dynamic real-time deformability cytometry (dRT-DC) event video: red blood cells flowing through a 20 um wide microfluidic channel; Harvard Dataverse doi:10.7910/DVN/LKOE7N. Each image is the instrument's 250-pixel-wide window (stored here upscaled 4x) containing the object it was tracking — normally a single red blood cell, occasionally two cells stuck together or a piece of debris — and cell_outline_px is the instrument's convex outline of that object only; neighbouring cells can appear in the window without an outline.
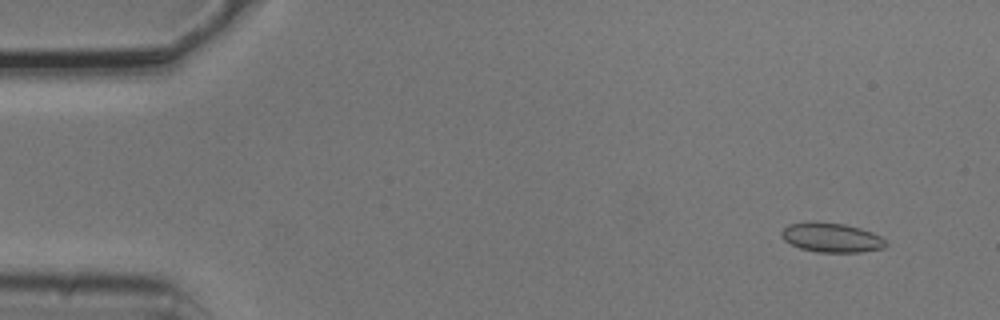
{"species": "common noctule bat (a hibernating species)", "species_latin": "Nyctalus noctula", "temperature_condition": "cold", "stored_images_in_passage": 7, "camera_frame_rate_fps": 3000, "um_per_image_px": 0.085, "animal": {"sex": "male", "body_mass_g": 20.5, "forearm_length_mm": 52.5}, "frame": {"image": 1, "passage_image": 1, "time_ms": 0.0, "image_size_px": [1000, 320], "cell_outline_px": [[888, 244], [884, 248], [860, 252], [816, 252], [800, 248], [784, 240], [780, 236], [780, 232], [788, 224], [812, 220], [816, 220], [844, 224], [860, 228], [872, 232], [888, 240]], "centroid_in_image_um": [70.67, 20.17], "position_along_channel_um": 14.3, "area_um2": 18.26}}
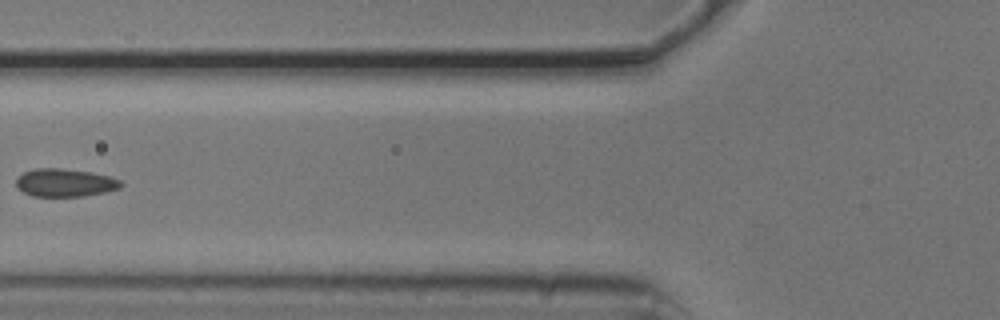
{"frame": {"image": 2, "passage_image": 5, "time_ms": 1.333, "image_size_px": [1000, 320], "cell_outline_px": [[124, 184], [120, 188], [104, 192], [84, 196], [32, 196], [16, 188], [16, 176], [24, 172], [36, 168], [60, 168], [92, 172], [108, 176], [120, 180]], "centroid_in_image_um": [5.5, 15.52], "position_along_channel_um": 120.3, "area_um2": 17.17}}
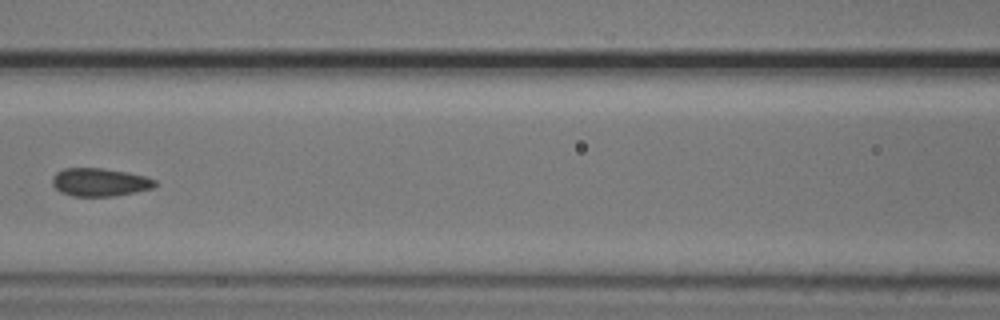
{"frame": {"image": 3, "passage_image": 6, "time_ms": 1.667, "image_size_px": [1000, 320], "cell_outline_px": [[156, 184], [152, 188], [136, 192], [116, 196], [72, 196], [60, 192], [52, 184], [52, 176], [56, 172], [64, 168], [100, 168], [128, 172], [144, 176], [156, 180]], "centroid_in_image_um": [8.46, 15.49], "position_along_channel_um": 158.1, "area_um2": 16.88}}